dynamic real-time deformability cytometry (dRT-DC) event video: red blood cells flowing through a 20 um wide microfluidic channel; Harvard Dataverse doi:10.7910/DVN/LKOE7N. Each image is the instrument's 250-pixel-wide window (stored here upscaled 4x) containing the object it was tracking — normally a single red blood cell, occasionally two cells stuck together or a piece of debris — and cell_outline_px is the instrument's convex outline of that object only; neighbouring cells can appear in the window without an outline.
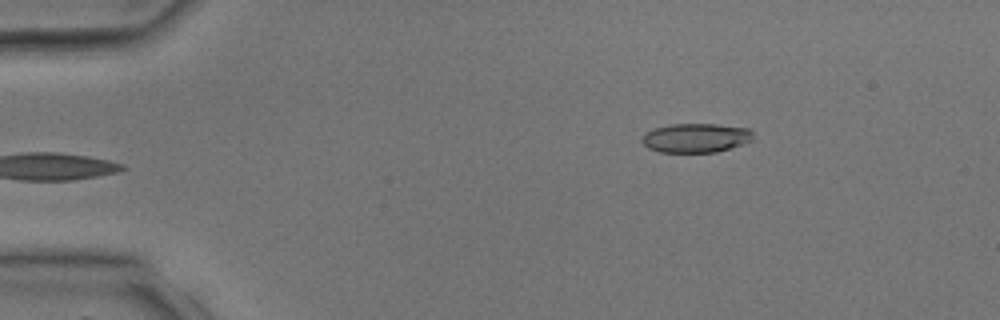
{"species": "common noctule bat (a hibernating species)", "species_latin": "Nyctalus noctula", "temperature_condition": "room temperature", "stored_images_in_passage": 5, "camera_frame_rate_fps": 3000, "um_per_image_px": 0.085, "animal": {"sex": "male", "body_mass_g": 17.9, "forearm_length_mm": 54.2}, "frame": {"image": 1, "passage_image": 5, "time_ms": 5.667, "image_size_px": [1000, 320], "cell_outline_px": [[752, 140], [716, 152], [660, 152], [648, 148], [640, 140], [644, 132], [668, 124], [716, 124], [748, 128], [752, 132]], "centroid_in_image_um": [59.09, 11.71], "position_along_channel_um": 25.9, "area_um2": 18.79}}